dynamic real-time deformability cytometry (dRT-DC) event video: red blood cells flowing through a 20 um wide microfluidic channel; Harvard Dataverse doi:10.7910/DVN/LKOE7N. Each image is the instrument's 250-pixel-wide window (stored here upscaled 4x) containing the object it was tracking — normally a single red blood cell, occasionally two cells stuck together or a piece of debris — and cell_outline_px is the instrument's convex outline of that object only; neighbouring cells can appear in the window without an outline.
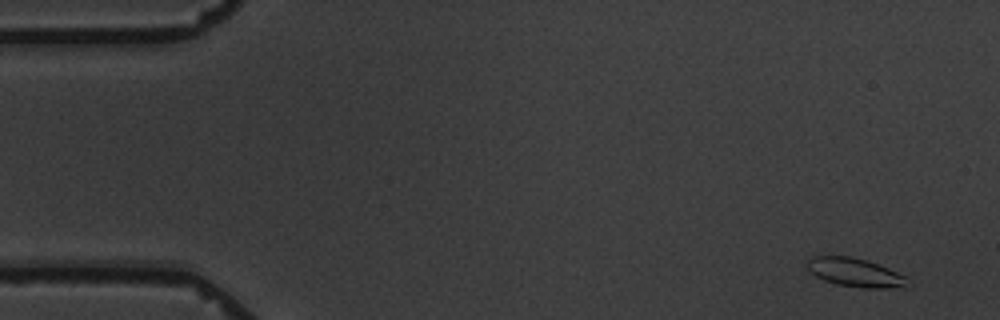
{"species": "common noctule bat (a hibernating species)", "species_latin": "Nyctalus noctula", "temperature_condition": "warm", "stored_images_in_passage": 5, "camera_frame_rate_fps": 3000, "um_per_image_px": 0.085, "animal": {"sex": "male", "body_mass_g": 19.5, "forearm_length_mm": 54.6}, "frame": {"image": 1, "passage_image": 1, "time_ms": 0.0, "image_size_px": [1000, 320], "cell_outline_px": [[904, 276], [900, 284], [884, 288], [864, 288], [836, 284], [824, 280], [816, 276], [804, 264], [812, 256], [852, 256], [888, 268]], "centroid_in_image_um": [72.5, 23.12], "position_along_channel_um": 12.5, "area_um2": 15.95}}
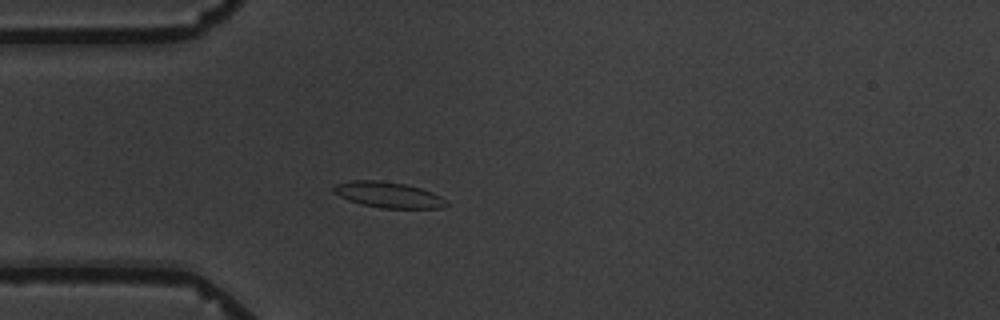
{"frame": {"image": 2, "passage_image": 5, "time_ms": 4.333, "image_size_px": [1000, 320], "cell_outline_px": [[448, 204], [440, 208], [380, 208], [348, 200], [332, 192], [332, 188], [336, 184], [352, 180], [380, 180], [404, 184], [420, 188], [432, 192], [448, 200]], "centroid_in_image_um": [33.0, 16.55], "position_along_channel_um": 52.0, "area_um2": 16.88}}